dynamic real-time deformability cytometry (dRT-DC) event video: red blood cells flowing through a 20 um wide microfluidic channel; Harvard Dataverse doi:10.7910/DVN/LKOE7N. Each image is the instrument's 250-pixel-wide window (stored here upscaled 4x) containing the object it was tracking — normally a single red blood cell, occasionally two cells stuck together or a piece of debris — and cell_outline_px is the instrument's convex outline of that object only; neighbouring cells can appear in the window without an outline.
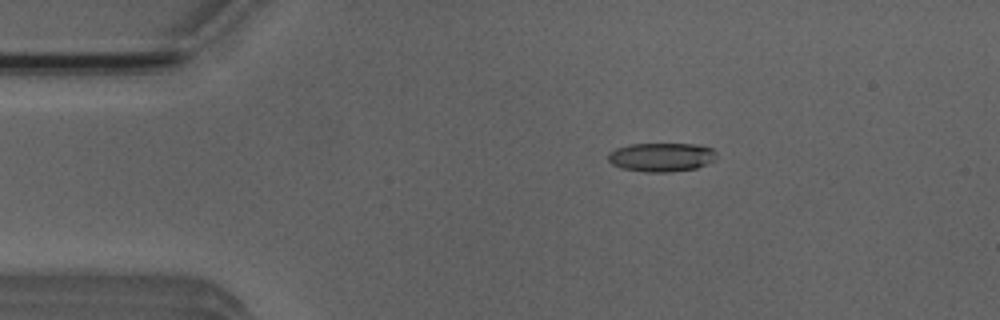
{"species": "Egyptian fruit bat (a non-hibernating species)", "species_latin": "Rousettus aegyptiacus", "temperature_condition": "room temperature", "stored_images_in_passage": 44, "camera_frame_rate_fps": 3000, "um_per_image_px": 0.085, "animal": {"sex": "male"}, "frame": {"image": 1, "passage_image": 1, "time_ms": 0.0, "image_size_px": [1000, 320], "cell_outline_px": [[716, 160], [696, 168], [668, 172], [644, 172], [620, 168], [612, 164], [608, 160], [608, 152], [616, 148], [628, 144], [696, 144], [712, 148], [716, 152]], "centroid_in_image_um": [56.2, 13.35], "position_along_channel_um": 28.8, "area_um2": 18.38}}
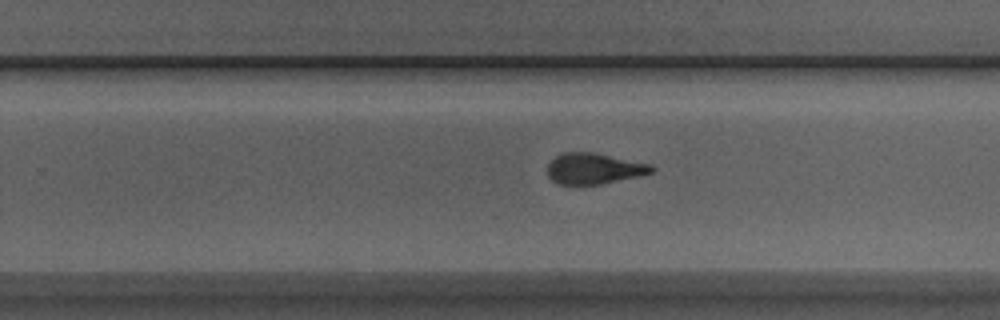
{"frame": {"image": 2, "passage_image": 24, "time_ms": 7.667, "image_size_px": [1000, 320], "cell_outline_px": [[656, 168], [652, 172], [636, 176], [600, 184], [556, 184], [548, 176], [548, 164], [556, 156], [564, 152], [592, 152], [652, 164]], "centroid_in_image_um": [50.47, 14.32], "position_along_channel_um": 279.3, "area_um2": 18.55}}
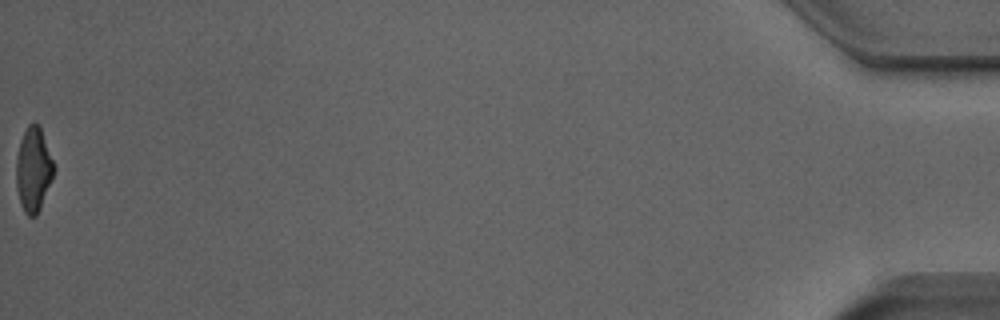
{"frame": {"image": 3, "passage_image": 44, "time_ms": 14.333, "image_size_px": [1000, 320], "cell_outline_px": [[56, 168], [40, 208], [36, 216], [28, 216], [24, 212], [20, 204], [16, 188], [16, 156], [20, 140], [28, 124], [40, 124]], "centroid_in_image_um": [2.84, 14.4], "position_along_channel_um": 432.4, "area_um2": 18.67}, "authors_computed_cell_mechanics": {"area_um2": 19.3052, "velocity_mm_per_s": 3.9345, "shape_relaxation_time_tau1_ms": 6.2826, "shape_relaxation_time_tau2_ms": 1.2063, "deformation_change_tau1": 0.2209, "deformation_change_tau2": 0.0885}}